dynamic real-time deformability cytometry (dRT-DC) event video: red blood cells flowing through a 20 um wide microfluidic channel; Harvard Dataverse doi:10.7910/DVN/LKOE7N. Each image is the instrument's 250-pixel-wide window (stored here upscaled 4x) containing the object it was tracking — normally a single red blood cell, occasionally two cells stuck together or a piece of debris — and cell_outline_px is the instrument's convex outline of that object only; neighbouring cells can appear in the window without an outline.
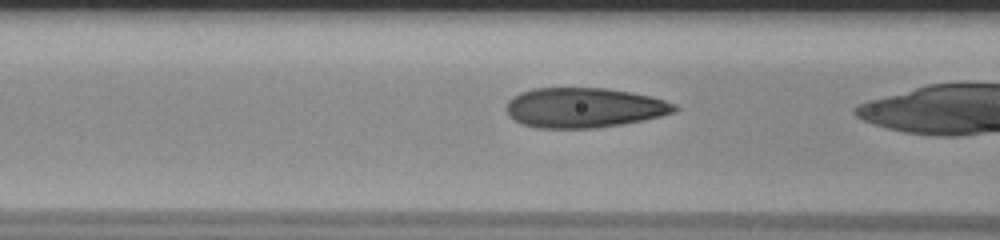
{"species": "human", "species_latin": "Homo sapiens", "temperature_condition": "room temperature", "stored_images_in_passage": 42, "camera_frame_rate_fps": 3000, "um_per_image_px": 0.085, "donor": {"sex": "male"}, "frame": {"image": 1, "passage_image": 21, "time_ms": 6.667, "image_size_px": [1000, 240], "cell_outline_px": [[680, 108], [676, 112], [644, 120], [624, 124], [596, 128], [536, 128], [520, 124], [508, 116], [504, 108], [508, 100], [512, 96], [520, 92], [532, 88], [604, 88], [632, 92], [652, 96], [676, 104]], "centroid_in_image_um": [49.62, 9.16], "position_along_channel_um": 117.0, "area_um2": 39.77}}
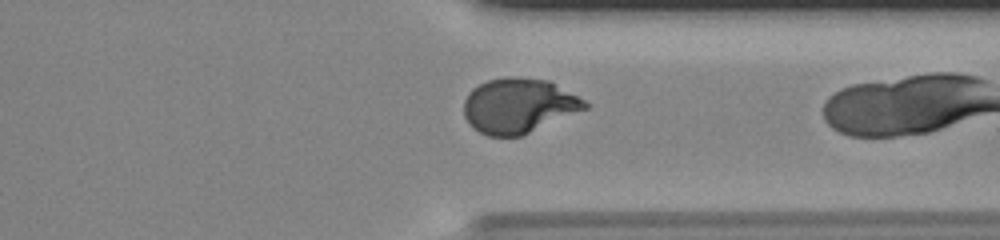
{"frame": {"image": 2, "passage_image": 41, "time_ms": 13.333, "image_size_px": [1000, 240], "cell_outline_px": [[588, 108], [520, 136], [488, 136], [472, 128], [464, 116], [464, 100], [468, 92], [472, 88], [488, 80], [508, 76], [512, 76], [548, 80], [584, 100], [588, 104]], "centroid_in_image_um": [44.04, 8.98], "position_along_channel_um": 367.4, "area_um2": 38.49}}